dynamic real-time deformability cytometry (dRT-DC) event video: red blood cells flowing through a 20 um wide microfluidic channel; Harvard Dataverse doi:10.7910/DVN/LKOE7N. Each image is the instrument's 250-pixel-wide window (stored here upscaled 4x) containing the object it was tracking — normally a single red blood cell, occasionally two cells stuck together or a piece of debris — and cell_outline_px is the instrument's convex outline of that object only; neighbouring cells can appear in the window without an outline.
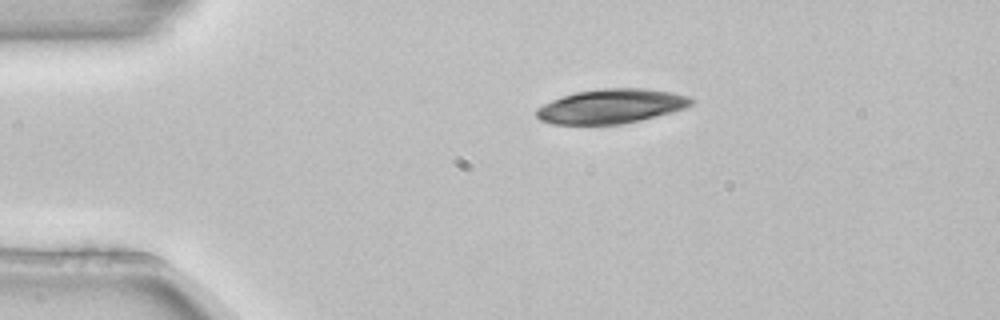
{"species": "common noctule bat (a hibernating species)", "species_latin": "Nyctalus noctula", "temperature_condition": "room temperature", "stored_images_in_passage": 2, "camera_frame_rate_fps": 3000, "um_per_image_px": 0.085, "animal": {"sex": "female", "body_mass_g": 22.7, "forearm_length_mm": 54.2}, "frame": {"image": 1, "passage_image": 2, "time_ms": 0.333, "image_size_px": [1000, 320], "cell_outline_px": [[696, 100], [692, 104], [684, 108], [672, 112], [640, 120], [620, 124], [552, 124], [540, 120], [536, 116], [536, 108], [552, 100], [576, 92], [600, 88], [644, 88], [672, 92], [688, 96]], "centroid_in_image_um": [51.96, 9.02], "position_along_channel_um": 33.0, "area_um2": 30.98}}